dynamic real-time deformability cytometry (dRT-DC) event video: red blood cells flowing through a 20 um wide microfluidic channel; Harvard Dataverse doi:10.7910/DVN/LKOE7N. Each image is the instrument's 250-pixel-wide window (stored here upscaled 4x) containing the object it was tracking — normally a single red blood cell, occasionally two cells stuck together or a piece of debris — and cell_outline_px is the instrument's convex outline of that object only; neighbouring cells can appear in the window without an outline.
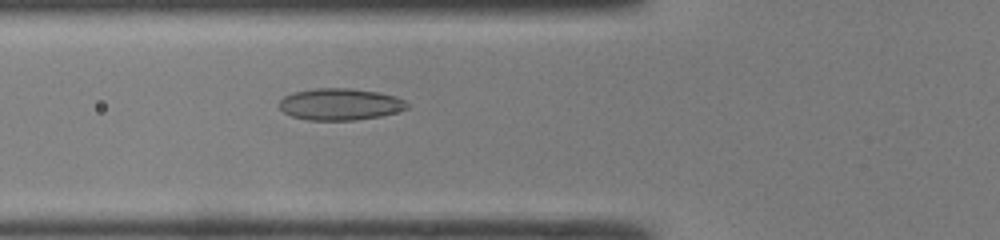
{"species": "common noctule bat (a hibernating species)", "species_latin": "Nyctalus noctula", "temperature_condition": "room temperature", "stored_images_in_passage": 33, "camera_frame_rate_fps": 3000, "um_per_image_px": 0.085, "animal": {"sex": "male", "body_mass_g": 19.0, "forearm_length_mm": 50.8}, "frame": {"image": 1, "passage_image": 5, "time_ms": 1.333, "image_size_px": [1000, 240], "cell_outline_px": [[408, 108], [396, 112], [380, 116], [356, 120], [308, 120], [292, 116], [284, 112], [280, 108], [280, 100], [284, 96], [292, 92], [316, 88], [352, 88], [380, 92], [404, 100], [408, 104]], "centroid_in_image_um": [28.9, 8.85], "position_along_channel_um": 96.9, "area_um2": 23.64}}
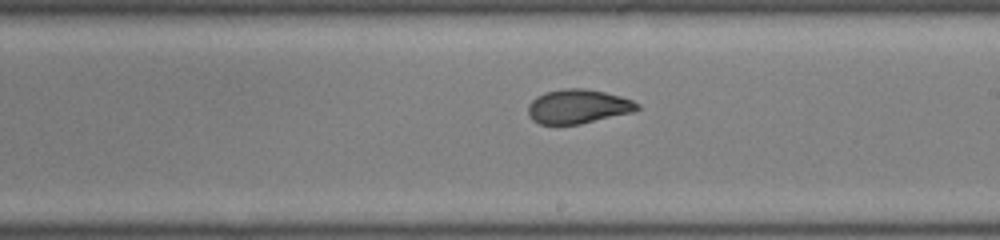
{"frame": {"image": 2, "passage_image": 15, "time_ms": 4.667, "image_size_px": [1000, 240], "cell_outline_px": [[640, 108], [632, 112], [580, 124], [540, 124], [532, 120], [528, 112], [528, 104], [536, 96], [544, 92], [564, 88], [584, 88], [604, 92], [620, 96], [632, 100], [640, 104]], "centroid_in_image_um": [49.11, 9.04], "position_along_channel_um": 239.9, "area_um2": 21.73}}
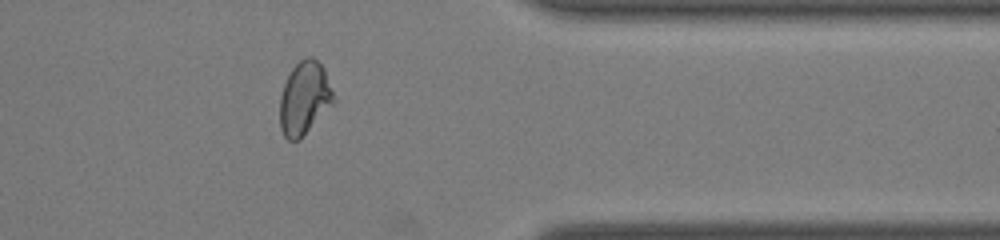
{"frame": {"image": 3, "passage_image": 26, "time_ms": 8.333, "image_size_px": [1000, 240], "cell_outline_px": [[336, 100], [300, 140], [288, 140], [284, 136], [280, 128], [280, 96], [284, 84], [292, 68], [304, 56], [312, 56], [324, 68]], "centroid_in_image_um": [25.87, 8.35], "position_along_channel_um": 385.5, "area_um2": 22.89}, "authors_computed_cell_mechanics": {"area_um2": 22.5998, "velocity_mm_per_s": 4.2945, "shape_relaxation_time_tau1_ms": 7.5533, "shape_relaxation_time_tau2_ms": 1.0016, "deformation_change_tau1": 0.1836, "deformation_change_tau2": 0.0558}}